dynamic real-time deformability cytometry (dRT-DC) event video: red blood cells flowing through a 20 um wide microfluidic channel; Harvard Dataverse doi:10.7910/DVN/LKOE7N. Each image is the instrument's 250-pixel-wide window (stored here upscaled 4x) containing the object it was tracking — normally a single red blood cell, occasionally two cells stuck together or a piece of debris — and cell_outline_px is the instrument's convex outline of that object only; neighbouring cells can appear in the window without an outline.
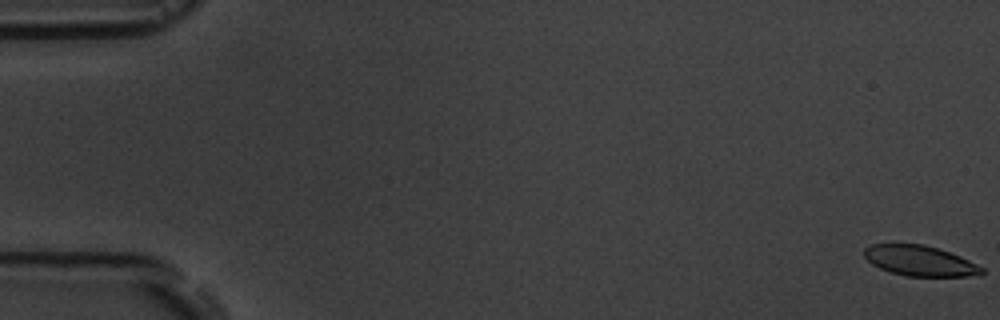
{"species": "common noctule bat (a hibernating species)", "species_latin": "Nyctalus noctula", "temperature_condition": "room temperature", "stored_images_in_passage": 5, "camera_frame_rate_fps": 3000, "um_per_image_px": 0.085, "animal": {"sex": "male", "body_mass_g": 19.5, "forearm_length_mm": 54.6}, "frame": {"image": 1, "passage_image": 1, "time_ms": 0.0, "image_size_px": [1000, 320], "cell_outline_px": [[984, 272], [980, 276], [908, 276], [892, 272], [880, 268], [872, 264], [864, 256], [864, 248], [872, 244], [924, 244], [960, 256], [984, 268]], "centroid_in_image_um": [78.2, 22.17], "position_along_channel_um": 6.8, "area_um2": 20.63}}
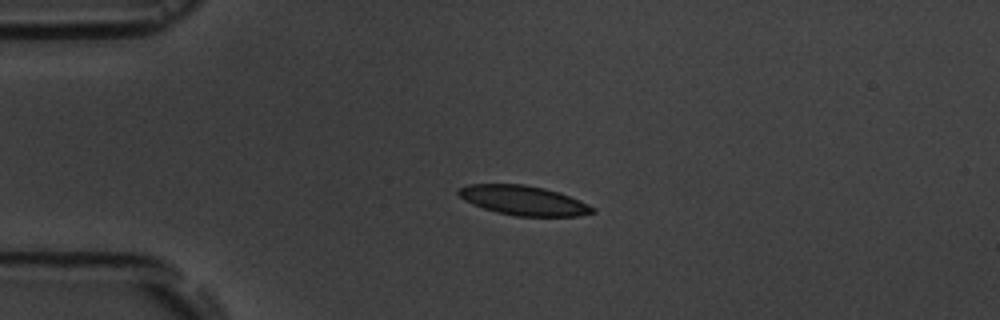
{"frame": {"image": 2, "passage_image": 4, "time_ms": 4.333, "image_size_px": [1000, 320], "cell_outline_px": [[596, 212], [580, 216], [516, 216], [496, 212], [472, 204], [464, 200], [456, 192], [460, 188], [468, 184], [524, 184], [544, 188], [560, 192], [580, 200], [596, 208]], "centroid_in_image_um": [44.53, 17.04], "position_along_channel_um": 40.5, "area_um2": 23.18}}